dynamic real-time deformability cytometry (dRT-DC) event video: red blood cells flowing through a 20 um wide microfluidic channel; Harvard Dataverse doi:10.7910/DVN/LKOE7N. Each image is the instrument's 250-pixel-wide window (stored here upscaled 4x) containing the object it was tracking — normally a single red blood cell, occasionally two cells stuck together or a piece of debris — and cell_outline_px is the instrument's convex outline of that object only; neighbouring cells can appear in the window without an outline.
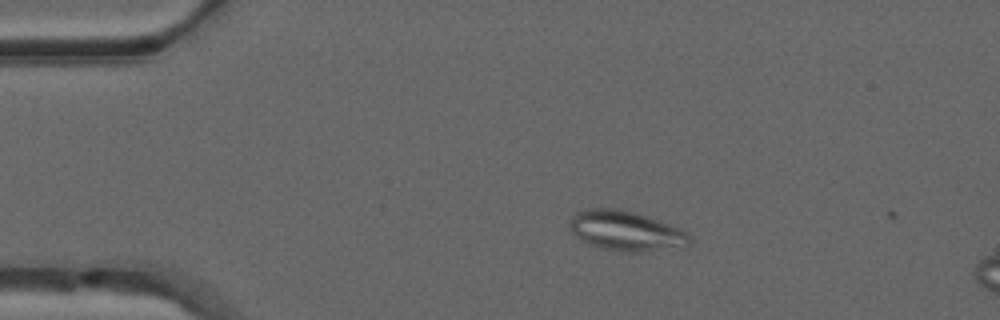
{"species": "common noctule bat (a hibernating species)", "species_latin": "Nyctalus noctula", "temperature_condition": "warm", "stored_images_in_passage": 2, "camera_frame_rate_fps": 3000, "um_per_image_px": 0.085, "animal": {"sex": "male", "forearm_length_mm": 52.5}, "frame": {"image": 1, "passage_image": 1, "time_ms": 0.0, "image_size_px": [1000, 320], "cell_outline_px": [[692, 244], [688, 248], [640, 252], [628, 252], [604, 248], [592, 244], [576, 236], [572, 232], [572, 216], [576, 212], [588, 208], [620, 208], [636, 212], [648, 216], [680, 228], [692, 240]], "centroid_in_image_um": [53.31, 19.63], "position_along_channel_um": 31.7, "area_um2": 27.92}}